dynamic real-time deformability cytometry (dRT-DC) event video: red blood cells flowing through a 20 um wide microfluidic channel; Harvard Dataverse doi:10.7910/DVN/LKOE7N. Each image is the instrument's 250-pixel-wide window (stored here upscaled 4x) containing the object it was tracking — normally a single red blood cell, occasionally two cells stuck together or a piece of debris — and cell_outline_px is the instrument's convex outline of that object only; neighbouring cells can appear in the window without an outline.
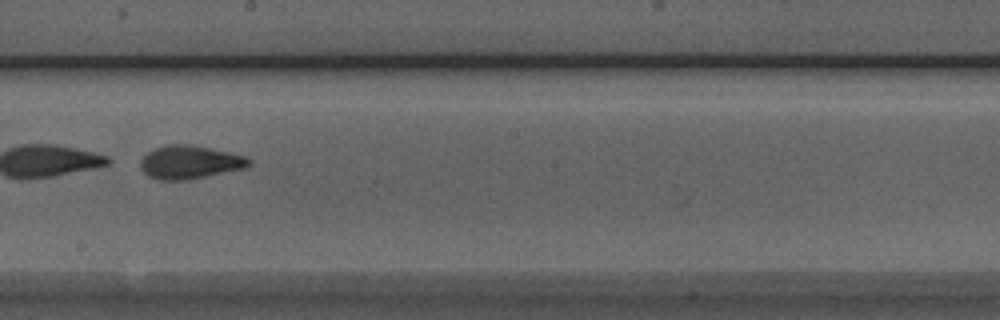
{"species": "Egyptian fruit bat (a non-hibernating species)", "species_latin": "Rousettus aegyptiacus", "temperature_condition": "room temperature", "stored_images_in_passage": 35, "camera_frame_rate_fps": 3000, "um_per_image_px": 0.085, "animal": {"sex": "male"}, "frame": {"image": 1, "passage_image": 20, "time_ms": 6.333, "image_size_px": [1000, 320], "cell_outline_px": [[252, 164], [248, 168], [184, 180], [160, 180], [148, 176], [140, 168], [140, 160], [152, 148], [164, 144], [192, 144], [248, 156], [252, 160]], "centroid_in_image_um": [16.16, 13.77], "position_along_channel_um": 232.0, "area_um2": 21.44}, "authors_computed_cell_mechanics": {"area_um2": 21.0392, "velocity_mm_per_s": 3.8706, "shape_relaxation_time_tau1_ms": 1.0117, "shape_relaxation_time_tau2_ms": 1.0989, "deformation_change_tau1": 0.2918, "deformation_change_tau2": 0.0923}}